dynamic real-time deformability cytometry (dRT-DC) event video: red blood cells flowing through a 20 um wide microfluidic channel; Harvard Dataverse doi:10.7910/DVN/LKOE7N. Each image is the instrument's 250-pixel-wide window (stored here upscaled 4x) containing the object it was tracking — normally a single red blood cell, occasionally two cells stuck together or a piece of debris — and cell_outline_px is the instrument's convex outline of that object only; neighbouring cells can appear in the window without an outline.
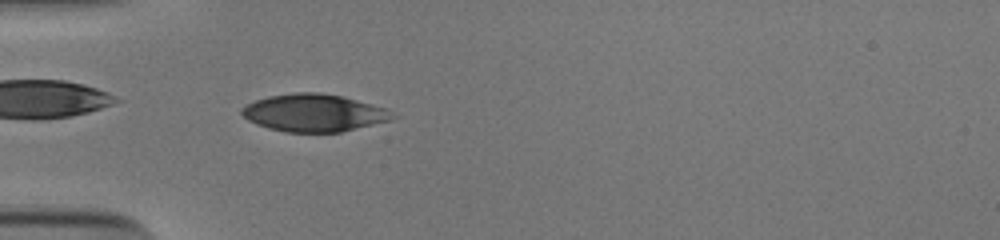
{"species": "human", "species_latin": "Homo sapiens", "temperature_condition": "cold", "stored_images_in_passage": 52, "camera_frame_rate_fps": 3000, "um_per_image_px": 0.085, "donor": {"sex": "male"}, "frame": {"image": 1, "passage_image": 16, "time_ms": 5.0, "image_size_px": [1000, 240], "cell_outline_px": [[396, 116], [392, 120], [340, 132], [288, 132], [268, 128], [256, 124], [248, 120], [240, 112], [240, 108], [256, 100], [268, 96], [296, 92], [320, 92], [340, 96], [384, 108]], "centroid_in_image_um": [26.64, 9.59], "position_along_channel_um": 58.4, "area_um2": 32.6}}
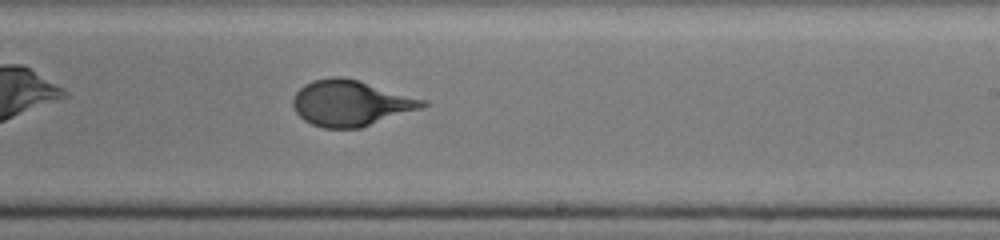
{"frame": {"image": 2, "passage_image": 32, "time_ms": 10.333, "image_size_px": [1000, 240], "cell_outline_px": [[428, 104], [420, 108], [360, 128], [324, 128], [312, 124], [304, 120], [296, 112], [292, 104], [292, 100], [296, 92], [304, 84], [312, 80], [332, 76], [340, 76], [360, 80], [428, 100]], "centroid_in_image_um": [29.8, 8.74], "position_along_channel_um": 259.2, "area_um2": 34.62}}
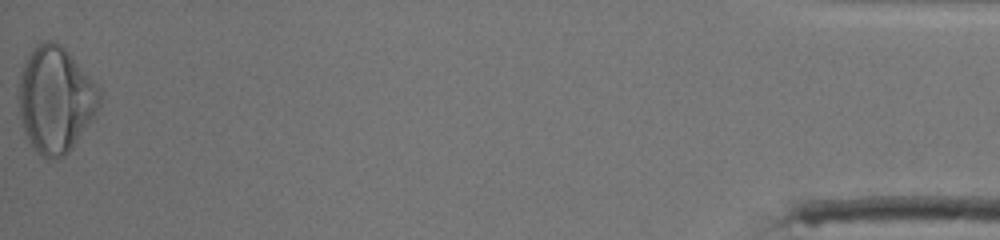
{"frame": {"image": 3, "passage_image": 52, "time_ms": 17.0, "image_size_px": [1000, 240], "cell_outline_px": [[100, 104], [72, 148], [64, 156], [52, 160], [48, 160], [36, 152], [28, 140], [24, 132], [20, 116], [16, 96], [20, 72], [24, 60], [32, 48], [36, 44], [44, 40], [52, 40], [60, 44], [100, 84]], "centroid_in_image_um": [4.68, 8.43], "position_along_channel_um": 430.5, "area_um2": 50.69}, "authors_computed_cell_mechanics": {"area_um2": 34.0442, "velocity_mm_per_s": 3.9065, "shape_relaxation_time_tau1_ms": 6.9219, "shape_relaxation_time_tau2_ms": null, "deformation_change_tau1": 0.2242, "deformation_change_tau2": null}}